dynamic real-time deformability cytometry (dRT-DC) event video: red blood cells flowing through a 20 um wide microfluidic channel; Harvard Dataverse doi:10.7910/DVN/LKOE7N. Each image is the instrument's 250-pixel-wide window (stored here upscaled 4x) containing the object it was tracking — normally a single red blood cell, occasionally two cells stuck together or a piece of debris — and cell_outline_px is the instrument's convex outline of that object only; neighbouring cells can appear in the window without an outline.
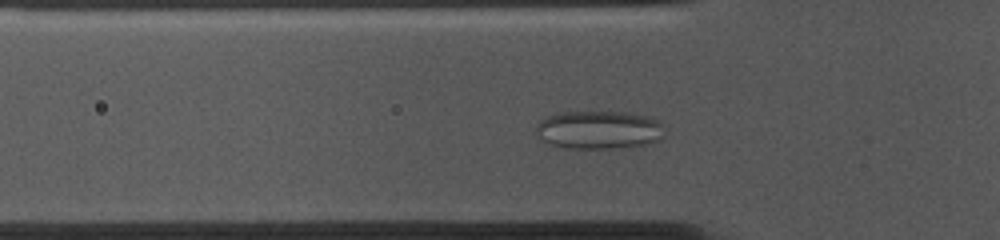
{"species": "common noctule bat (a hibernating species)", "species_latin": "Nyctalus noctula", "temperature_condition": "cold", "stored_images_in_passage": 44, "camera_frame_rate_fps": 3000, "um_per_image_px": 0.085, "animal": {"sex": "female", "body_mass_g": 10.0, "forearm_length_mm": 53.1}, "frame": {"image": 1, "passage_image": 13, "time_ms": 4.0, "image_size_px": [1000, 240], "cell_outline_px": [[664, 136], [660, 140], [644, 144], [612, 148], [564, 148], [552, 144], [536, 136], [536, 124], [544, 116], [560, 112], [628, 112], [652, 116], [660, 124]], "centroid_in_image_um": [50.87, 11.02], "position_along_channel_um": 74.9, "area_um2": 28.73}}
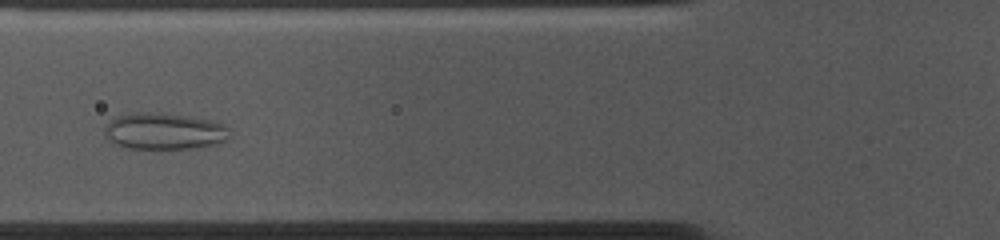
{"frame": {"image": 2, "passage_image": 16, "time_ms": 5.0, "image_size_px": [1000, 240], "cell_outline_px": [[232, 136], [224, 140], [212, 144], [192, 148], [128, 148], [116, 144], [108, 140], [104, 136], [104, 128], [116, 116], [132, 112], [148, 112], [192, 116], [216, 120], [224, 124], [228, 128]], "centroid_in_image_um": [13.97, 11.13], "position_along_channel_um": 111.8, "area_um2": 26.76}}
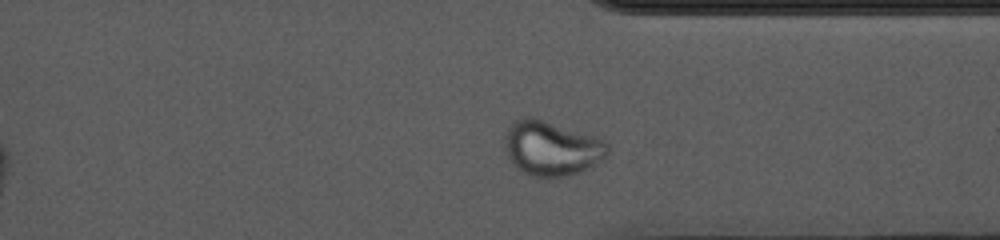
{"frame": {"image": 3, "passage_image": 37, "time_ms": 12.0, "image_size_px": [1000, 240], "cell_outline_px": [[608, 156], [580, 172], [564, 176], [532, 176], [516, 168], [508, 156], [504, 148], [504, 136], [508, 128], [516, 120], [524, 116], [532, 116], [596, 136], [604, 140], [608, 144]], "centroid_in_image_um": [46.87, 12.58], "position_along_channel_um": 364.5, "area_um2": 32.77}}